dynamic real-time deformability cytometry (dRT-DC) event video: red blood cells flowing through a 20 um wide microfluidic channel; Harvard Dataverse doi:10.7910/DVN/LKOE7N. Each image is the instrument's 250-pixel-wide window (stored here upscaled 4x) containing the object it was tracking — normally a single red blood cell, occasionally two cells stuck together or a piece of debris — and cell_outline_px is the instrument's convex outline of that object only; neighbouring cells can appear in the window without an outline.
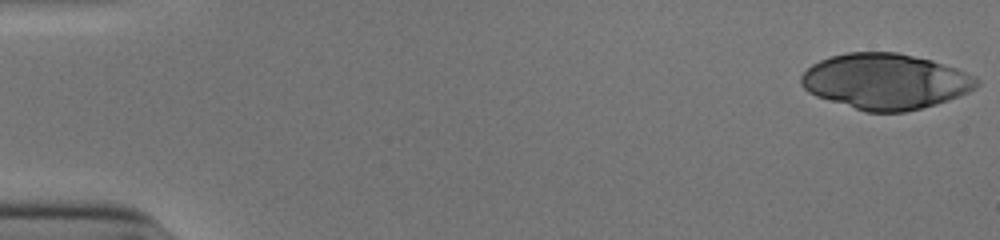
{"species": "human", "species_latin": "Homo sapiens", "temperature_condition": "cold", "stored_images_in_passage": 20, "camera_frame_rate_fps": 3000, "um_per_image_px": 0.085, "donor": {"sex": "male"}, "frame": {"image": 1, "passage_image": 1, "time_ms": 0.0, "image_size_px": [1000, 240], "cell_outline_px": [[980, 84], [976, 88], [960, 96], [936, 104], [904, 112], [864, 112], [816, 96], [808, 92], [800, 84], [800, 76], [812, 64], [828, 56], [848, 52], [896, 52], [932, 60], [956, 68], [976, 76], [980, 80]], "centroid_in_image_um": [75.26, 6.92], "position_along_channel_um": 9.7, "area_um2": 57.22}}